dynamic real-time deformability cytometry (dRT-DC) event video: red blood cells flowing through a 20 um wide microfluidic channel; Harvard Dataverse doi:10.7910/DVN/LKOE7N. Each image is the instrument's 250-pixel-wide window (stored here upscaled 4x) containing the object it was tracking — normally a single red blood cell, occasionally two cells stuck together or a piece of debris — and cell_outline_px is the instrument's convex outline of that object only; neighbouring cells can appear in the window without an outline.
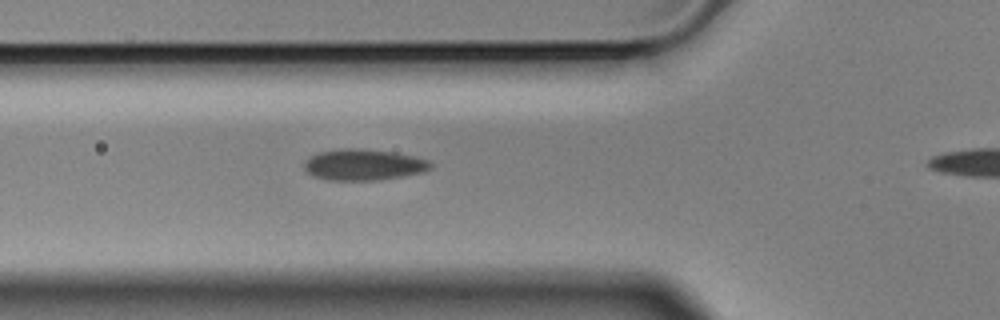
{"species": "Egyptian fruit bat (a non-hibernating species)", "species_latin": "Rousettus aegyptiacus", "temperature_condition": "cold", "stored_images_in_passage": 3, "segment_of_instrument_passage": [1, 2], "camera_frame_rate_fps": 3000, "um_per_image_px": 0.085, "animal": {"sex": "male"}, "frame": {"image": 1, "passage_image": 2, "time_ms": 0.333, "image_size_px": [1000, 320], "cell_outline_px": [[432, 168], [424, 172], [404, 176], [376, 180], [328, 180], [312, 176], [304, 168], [304, 160], [320, 152], [340, 148], [364, 148], [392, 152], [416, 156], [428, 160], [432, 164]], "centroid_in_image_um": [30.92, 14.0], "position_along_channel_um": 94.9, "area_um2": 23.12}}